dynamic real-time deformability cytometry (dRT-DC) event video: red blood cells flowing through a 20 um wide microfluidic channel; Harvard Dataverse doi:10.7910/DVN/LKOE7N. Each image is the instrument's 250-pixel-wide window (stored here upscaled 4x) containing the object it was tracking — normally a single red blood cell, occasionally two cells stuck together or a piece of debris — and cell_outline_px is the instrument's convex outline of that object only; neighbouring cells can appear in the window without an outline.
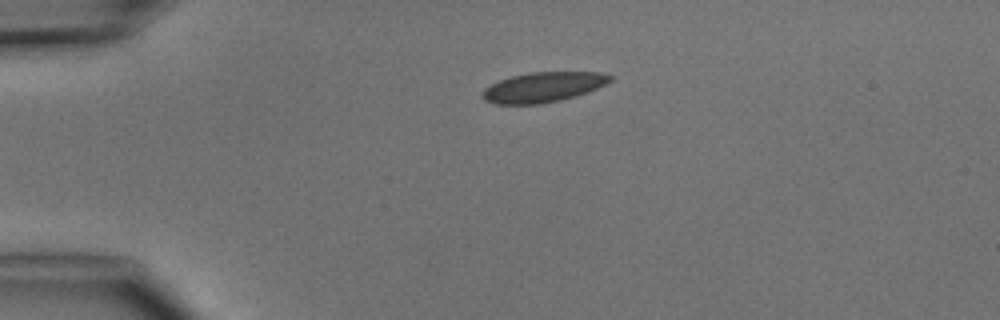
{"species": "common noctule bat (a hibernating species)", "species_latin": "Nyctalus noctula", "temperature_condition": "cold", "stored_images_in_passage": 6, "camera_frame_rate_fps": 3000, "um_per_image_px": 0.085, "animal": {"sex": "male", "body_mass_g": 15.6}, "frame": {"image": 1, "passage_image": 6, "time_ms": 5.667, "image_size_px": [1000, 320], "cell_outline_px": [[612, 80], [588, 92], [560, 100], [540, 104], [496, 104], [484, 100], [480, 96], [484, 88], [500, 80], [512, 76], [528, 72], [600, 72], [612, 76]], "centroid_in_image_um": [46.13, 7.41], "position_along_channel_um": 38.9, "area_um2": 22.25}}